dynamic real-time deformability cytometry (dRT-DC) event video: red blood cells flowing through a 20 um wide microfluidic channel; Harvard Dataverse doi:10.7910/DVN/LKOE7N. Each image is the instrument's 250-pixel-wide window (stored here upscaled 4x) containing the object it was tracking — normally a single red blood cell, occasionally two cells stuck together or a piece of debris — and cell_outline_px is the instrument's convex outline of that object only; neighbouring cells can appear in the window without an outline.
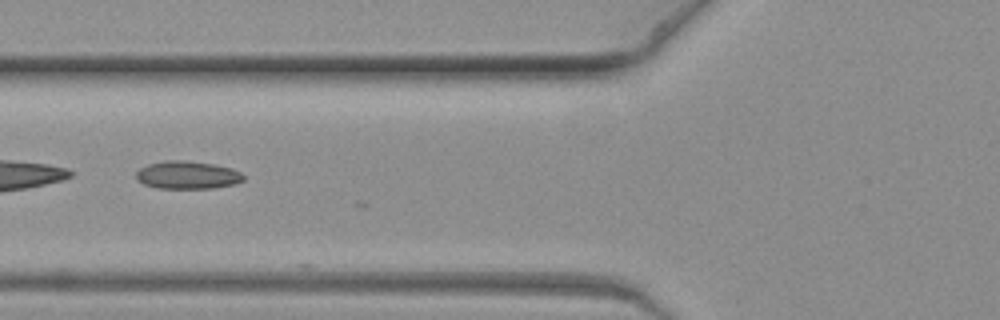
{"species": "common noctule bat (a hibernating species)", "species_latin": "Nyctalus noctula", "temperature_condition": "warm", "stored_images_in_passage": 9, "camera_frame_rate_fps": 3000, "um_per_image_px": 0.085, "animal": {"sex": "female", "body_mass_g": 19.3, "forearm_length_mm": 54.1}, "frame": {"image": 1, "passage_image": 8, "time_ms": 2.333, "image_size_px": [1000, 320], "cell_outline_px": [[244, 180], [232, 184], [212, 188], [156, 188], [144, 184], [136, 180], [136, 172], [140, 168], [148, 164], [168, 160], [184, 160], [212, 164], [232, 168], [240, 172], [244, 176]], "centroid_in_image_um": [15.9, 14.87], "position_along_channel_um": 109.9, "area_um2": 17.34}}